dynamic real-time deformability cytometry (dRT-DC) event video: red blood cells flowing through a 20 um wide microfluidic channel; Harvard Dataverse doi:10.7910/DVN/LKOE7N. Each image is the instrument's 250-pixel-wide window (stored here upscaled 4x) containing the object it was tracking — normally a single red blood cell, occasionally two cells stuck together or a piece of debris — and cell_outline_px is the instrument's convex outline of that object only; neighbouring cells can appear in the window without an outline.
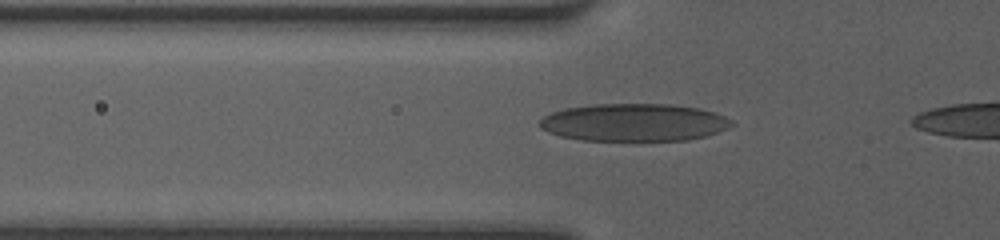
{"species": "human", "species_latin": "Homo sapiens", "temperature_condition": "room temperature", "stored_images_in_passage": 7, "camera_frame_rate_fps": 3000, "um_per_image_px": 0.085, "donor": {"sex": "female"}, "frame": {"image": 1, "passage_image": 5, "time_ms": 1.333, "image_size_px": [1000, 240], "cell_outline_px": [[736, 124], [728, 128], [704, 136], [688, 140], [580, 140], [560, 136], [548, 132], [540, 128], [540, 120], [544, 116], [552, 112], [564, 108], [592, 104], [668, 104], [700, 108], [724, 116], [732, 120]], "centroid_in_image_um": [53.88, 10.4], "position_along_channel_um": 71.9, "area_um2": 42.08}}